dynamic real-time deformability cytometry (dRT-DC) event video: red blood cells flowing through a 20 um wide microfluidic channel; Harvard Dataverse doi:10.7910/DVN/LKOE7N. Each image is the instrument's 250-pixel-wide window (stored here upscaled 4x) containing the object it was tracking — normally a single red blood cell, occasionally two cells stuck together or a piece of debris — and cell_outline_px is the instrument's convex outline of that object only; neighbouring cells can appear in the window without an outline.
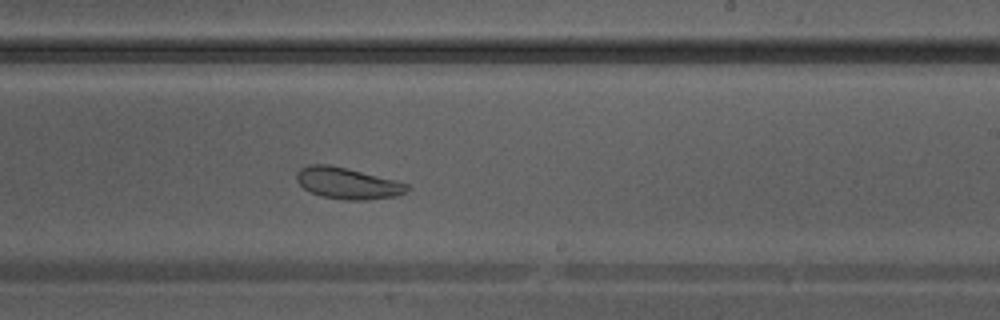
{"species": "Egyptian fruit bat (a non-hibernating species)", "species_latin": "Rousettus aegyptiacus", "temperature_condition": "warm", "stored_images_in_passage": 23, "camera_frame_rate_fps": 3000, "um_per_image_px": 0.085, "animal": {"sex": "male"}, "frame": {"image": 1, "passage_image": 20, "time_ms": 6.333, "image_size_px": [1000, 320], "cell_outline_px": [[412, 188], [396, 196], [368, 200], [344, 200], [320, 196], [304, 188], [296, 180], [296, 172], [300, 168], [308, 164], [328, 164], [348, 168], [396, 180], [408, 184]], "centroid_in_image_um": [29.54, 15.57], "position_along_channel_um": 259.5, "area_um2": 20.4}}